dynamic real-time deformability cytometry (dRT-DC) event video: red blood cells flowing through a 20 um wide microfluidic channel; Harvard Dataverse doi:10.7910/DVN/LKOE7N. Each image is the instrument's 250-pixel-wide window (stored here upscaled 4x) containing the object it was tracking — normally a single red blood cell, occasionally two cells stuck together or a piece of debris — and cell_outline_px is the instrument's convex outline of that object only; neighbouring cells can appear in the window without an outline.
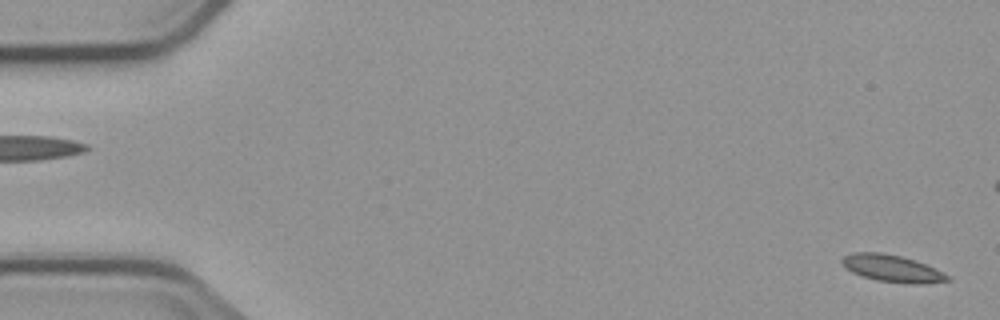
{"species": "common noctule bat (a hibernating species)", "species_latin": "Nyctalus noctula", "temperature_condition": "cold", "stored_images_in_passage": 6, "segment_of_instrument_passage": [2, 2], "camera_frame_rate_fps": 3000, "um_per_image_px": 0.085, "animal": {"sex": "male", "body_mass_g": 23.1, "forearm_length_mm": 52.7}, "frame": {"image": 1, "passage_image": 6, "time_ms": 6.0, "image_size_px": [1000, 320], "cell_outline_px": [[952, 280], [928, 284], [912, 284], [876, 280], [852, 272], [840, 260], [844, 256], [852, 252], [880, 252], [900, 256], [916, 260], [952, 276]], "centroid_in_image_um": [75.9, 22.82], "position_along_channel_um": 9.1, "area_um2": 16.65}}